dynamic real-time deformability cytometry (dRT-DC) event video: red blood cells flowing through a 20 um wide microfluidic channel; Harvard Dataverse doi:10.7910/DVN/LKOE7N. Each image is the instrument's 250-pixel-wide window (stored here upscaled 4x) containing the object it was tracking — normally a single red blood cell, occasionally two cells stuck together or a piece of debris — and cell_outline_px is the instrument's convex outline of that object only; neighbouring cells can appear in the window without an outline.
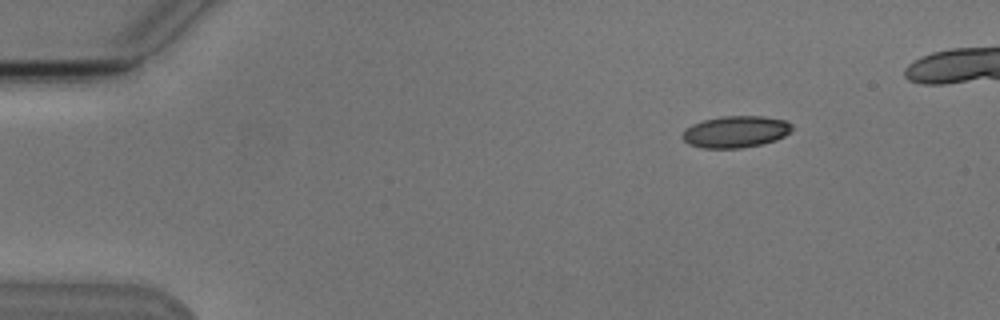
{"species": "Egyptian fruit bat (a non-hibernating species)", "species_latin": "Rousettus aegyptiacus", "temperature_condition": "cold", "stored_images_in_passage": 4, "camera_frame_rate_fps": 3000, "um_per_image_px": 0.085, "animal": {"sex": "male"}, "frame": {"image": 1, "passage_image": 2, "time_ms": 1.333, "image_size_px": [1000, 320], "cell_outline_px": [[792, 128], [784, 136], [776, 140], [764, 144], [740, 148], [704, 148], [688, 144], [680, 136], [684, 128], [692, 124], [704, 120], [720, 116], [764, 116], [784, 120], [792, 124]], "centroid_in_image_um": [62.49, 11.2], "position_along_channel_um": 22.5, "area_um2": 20.4}}